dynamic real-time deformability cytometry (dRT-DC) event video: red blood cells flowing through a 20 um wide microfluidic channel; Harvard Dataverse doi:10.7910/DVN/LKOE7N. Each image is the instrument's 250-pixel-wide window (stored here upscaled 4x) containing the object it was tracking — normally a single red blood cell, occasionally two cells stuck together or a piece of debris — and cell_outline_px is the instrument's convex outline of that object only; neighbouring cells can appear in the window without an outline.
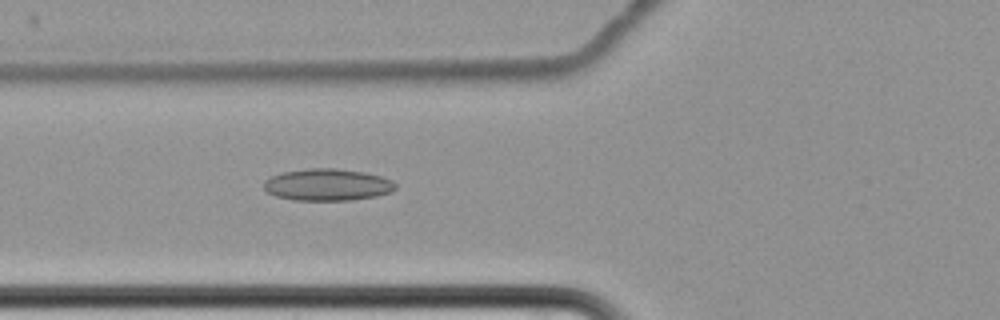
{"species": "common noctule bat (a hibernating species)", "species_latin": "Nyctalus noctula", "temperature_condition": "cold", "stored_images_in_passage": 7, "camera_frame_rate_fps": 3000, "um_per_image_px": 0.085, "animal": {"sex": "female", "body_mass_g": 22.7, "forearm_length_mm": 54.2}, "frame": {"image": 1, "passage_image": 7, "time_ms": 8.333, "image_size_px": [1000, 320], "cell_outline_px": [[396, 188], [392, 192], [376, 196], [352, 200], [292, 200], [276, 196], [268, 192], [264, 188], [264, 180], [272, 176], [284, 172], [308, 168], [336, 168], [364, 172], [380, 176], [392, 180], [396, 184]], "centroid_in_image_um": [27.85, 15.7], "position_along_channel_um": 98.0, "area_um2": 24.51}}